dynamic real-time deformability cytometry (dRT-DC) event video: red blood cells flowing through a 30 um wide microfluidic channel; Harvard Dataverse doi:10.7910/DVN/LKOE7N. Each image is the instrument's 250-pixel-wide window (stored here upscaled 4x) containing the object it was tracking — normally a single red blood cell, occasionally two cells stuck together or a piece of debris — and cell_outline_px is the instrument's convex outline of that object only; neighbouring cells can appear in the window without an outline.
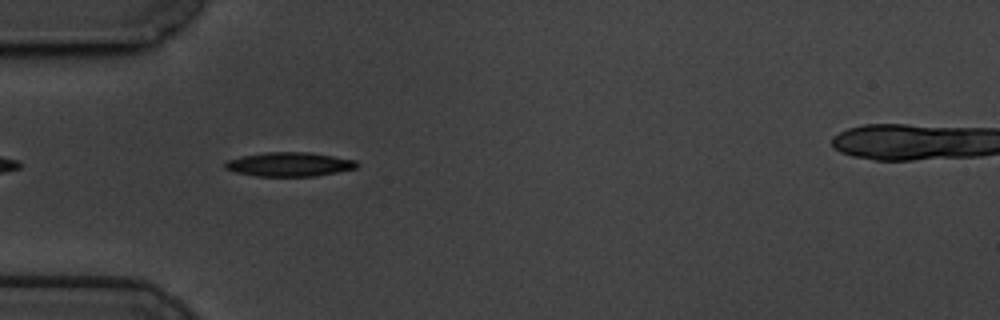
{"species": "common noctule bat (a hibernating species)", "species_latin": "Nyctalus noctula", "temperature_condition": "cold", "stored_images_in_passage": 46, "segment_of_instrument_passage": [1, 2], "camera_frame_rate_fps": 3000, "um_per_image_px": 0.085, "animal": {"sex": "male", "body_mass_g": 19.5, "forearm_length_mm": 54.6}, "frame": {"image": 1, "passage_image": 4, "time_ms": 1.0, "image_size_px": [1000, 320], "cell_outline_px": [[360, 164], [356, 168], [316, 176], [256, 176], [236, 172], [224, 168], [224, 164], [228, 160], [240, 156], [264, 152], [312, 152], [356, 160]], "centroid_in_image_um": [24.6, 13.96], "position_along_channel_um": 60.4, "area_um2": 18.61}}
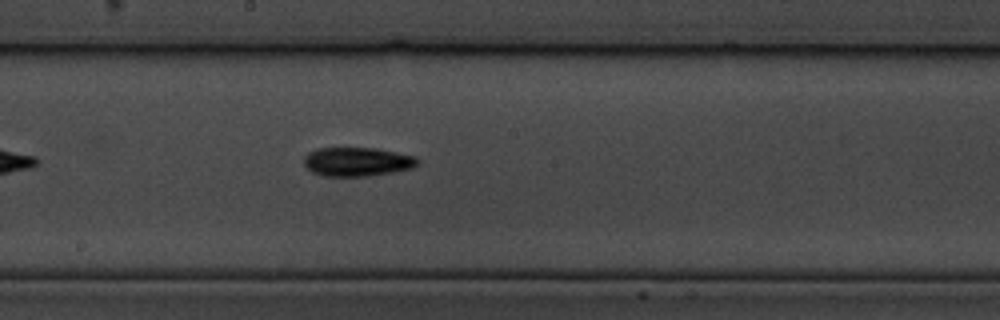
{"frame": {"image": 2, "passage_image": 18, "time_ms": 5.667, "image_size_px": [1000, 320], "cell_outline_px": [[420, 160], [412, 168], [392, 172], [368, 176], [324, 176], [312, 172], [304, 164], [304, 156], [308, 152], [316, 148], [376, 148], [416, 156]], "centroid_in_image_um": [30.35, 13.74], "position_along_channel_um": 217.9, "area_um2": 19.19}}
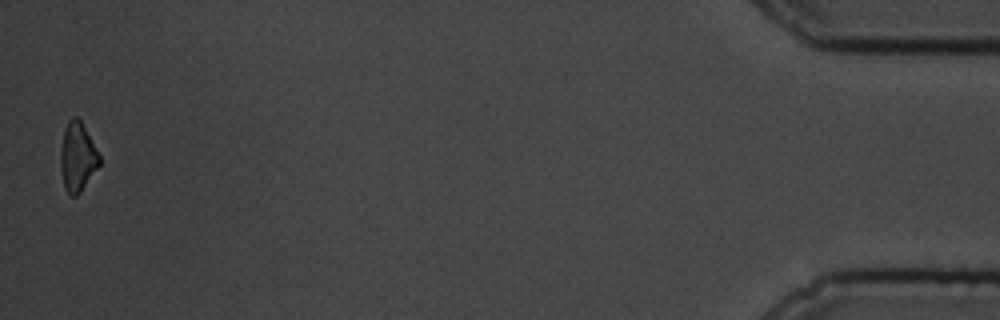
{"frame": {"image": 3, "passage_image": 44, "time_ms": 14.333, "image_size_px": [1000, 320], "cell_outline_px": [[100, 164], [80, 192], [76, 196], [68, 196], [64, 188], [60, 168], [60, 152], [64, 128], [68, 120], [72, 116], [76, 116], [80, 120], [100, 156]], "centroid_in_image_um": [6.55, 13.36], "position_along_channel_um": 428.6, "area_um2": 15.61}}